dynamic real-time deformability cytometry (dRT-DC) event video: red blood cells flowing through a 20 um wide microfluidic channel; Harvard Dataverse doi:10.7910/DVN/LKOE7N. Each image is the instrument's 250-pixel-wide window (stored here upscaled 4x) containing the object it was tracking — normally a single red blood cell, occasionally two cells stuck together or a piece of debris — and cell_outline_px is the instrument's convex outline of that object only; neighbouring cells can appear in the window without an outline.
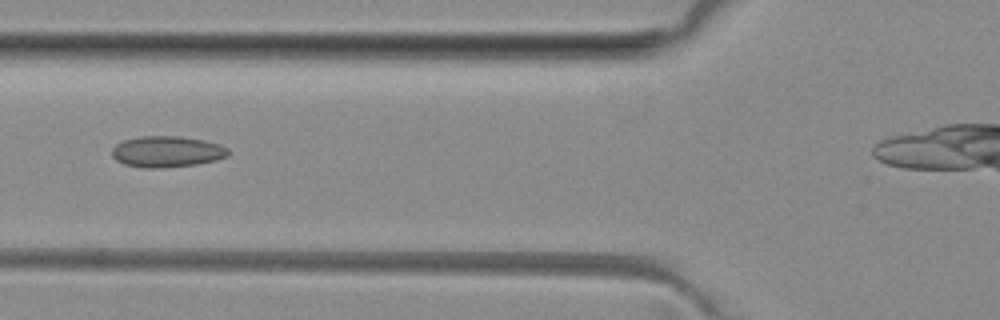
{"species": "common noctule bat (a hibernating species)", "species_latin": "Nyctalus noctula", "temperature_condition": "room temperature", "stored_images_in_passage": 4, "camera_frame_rate_fps": 3000, "um_per_image_px": 0.085, "animal": {"sex": "female", "body_mass_g": 29.2, "forearm_length_mm": 56.3}, "frame": {"image": 1, "passage_image": 3, "time_ms": 2.333, "image_size_px": [1000, 320], "cell_outline_px": [[228, 156], [216, 160], [196, 164], [164, 168], [144, 168], [124, 164], [116, 160], [112, 156], [112, 148], [116, 144], [124, 140], [140, 136], [180, 136], [220, 144], [228, 148]], "centroid_in_image_um": [14.17, 12.89], "position_along_channel_um": 111.6, "area_um2": 21.1}}